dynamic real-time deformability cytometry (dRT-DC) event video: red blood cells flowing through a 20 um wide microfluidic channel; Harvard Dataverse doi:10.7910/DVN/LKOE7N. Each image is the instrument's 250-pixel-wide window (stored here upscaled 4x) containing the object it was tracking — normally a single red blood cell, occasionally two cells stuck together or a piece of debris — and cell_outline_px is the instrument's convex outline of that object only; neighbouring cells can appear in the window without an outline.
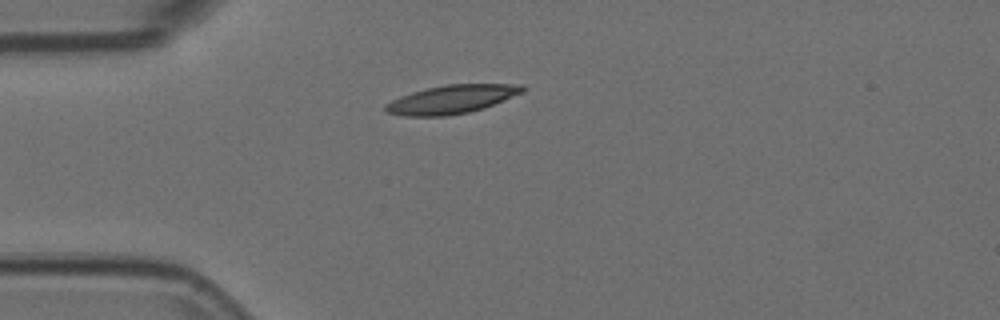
{"species": "Egyptian fruit bat (a non-hibernating species)", "species_latin": "Rousettus aegyptiacus", "temperature_condition": "room temperature", "stored_images_in_passage": 36, "camera_frame_rate_fps": 3000, "um_per_image_px": 0.085, "animal": {"sex": "female"}, "frame": {"image": 1, "passage_image": 1, "time_ms": 0.0, "image_size_px": [1000, 320], "cell_outline_px": [[524, 92], [484, 108], [468, 112], [444, 116], [404, 116], [388, 112], [384, 108], [384, 104], [400, 96], [412, 92], [428, 88], [448, 84], [524, 84]], "centroid_in_image_um": [38.4, 8.44], "position_along_channel_um": 46.6, "area_um2": 22.6}}
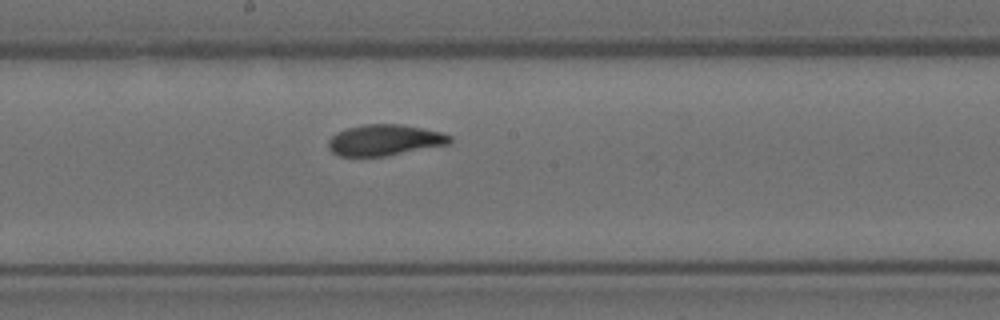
{"frame": {"image": 2, "passage_image": 16, "time_ms": 5.0, "image_size_px": [1000, 320], "cell_outline_px": [[452, 140], [448, 144], [384, 156], [340, 156], [332, 152], [328, 148], [328, 140], [336, 132], [348, 128], [364, 124], [400, 124], [440, 132], [452, 136]], "centroid_in_image_um": [32.66, 11.9], "position_along_channel_um": 215.5, "area_um2": 21.73}}
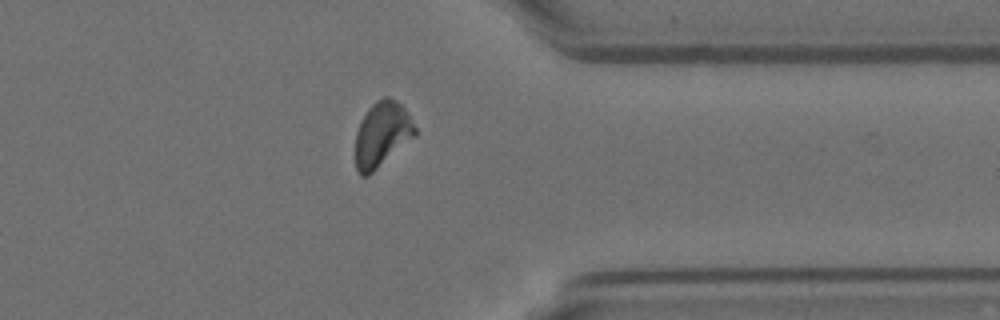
{"frame": {"image": 3, "passage_image": 30, "time_ms": 9.667, "image_size_px": [1000, 320], "cell_outline_px": [[416, 136], [368, 176], [360, 176], [356, 168], [356, 132], [360, 120], [368, 108], [376, 100], [384, 96], [388, 96], [396, 100], [404, 108], [416, 128]], "centroid_in_image_um": [32.46, 11.41], "position_along_channel_um": 378.9, "area_um2": 22.66}, "authors_computed_cell_mechanics": {"area_um2": 22.3108, "velocity_mm_per_s": 3.6864, "shape_relaxation_time_tau1_ms": 6.047, "shape_relaxation_time_tau2_ms": 1.3571, "deformation_change_tau1": 0.1911, "deformation_change_tau2": 0.0687}}